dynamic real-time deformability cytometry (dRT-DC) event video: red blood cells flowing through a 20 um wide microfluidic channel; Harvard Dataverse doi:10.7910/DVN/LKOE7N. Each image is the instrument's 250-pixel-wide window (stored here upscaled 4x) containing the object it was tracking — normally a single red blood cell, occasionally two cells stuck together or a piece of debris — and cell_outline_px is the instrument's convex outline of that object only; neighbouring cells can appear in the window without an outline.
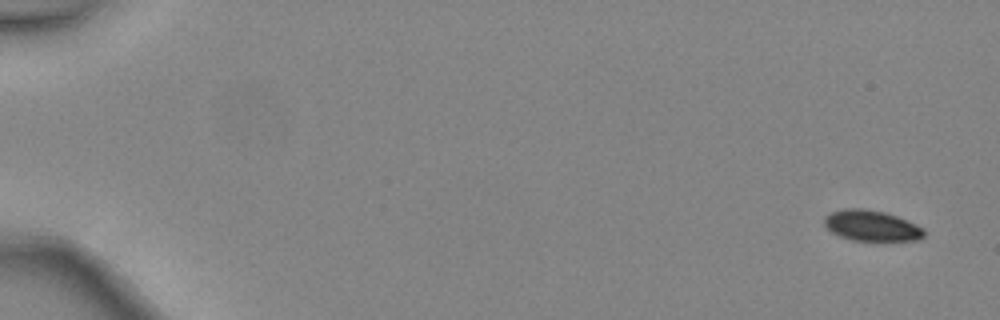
{"species": "common noctule bat (a hibernating species)", "species_latin": "Nyctalus noctula", "temperature_condition": "warm", "stored_images_in_passage": 5, "camera_frame_rate_fps": 3000, "um_per_image_px": 0.085, "animal": {"sex": "female", "body_mass_g": 24.6, "forearm_length_mm": 56.2}, "frame": {"image": 1, "passage_image": 1, "time_ms": 0.0, "image_size_px": [1000, 320], "cell_outline_px": [[924, 236], [916, 240], [852, 240], [840, 236], [832, 232], [824, 224], [824, 216], [832, 212], [844, 208], [864, 208], [884, 212], [896, 216], [916, 224], [924, 228]], "centroid_in_image_um": [74.06, 19.17], "position_along_channel_um": 10.9, "area_um2": 17.69}}